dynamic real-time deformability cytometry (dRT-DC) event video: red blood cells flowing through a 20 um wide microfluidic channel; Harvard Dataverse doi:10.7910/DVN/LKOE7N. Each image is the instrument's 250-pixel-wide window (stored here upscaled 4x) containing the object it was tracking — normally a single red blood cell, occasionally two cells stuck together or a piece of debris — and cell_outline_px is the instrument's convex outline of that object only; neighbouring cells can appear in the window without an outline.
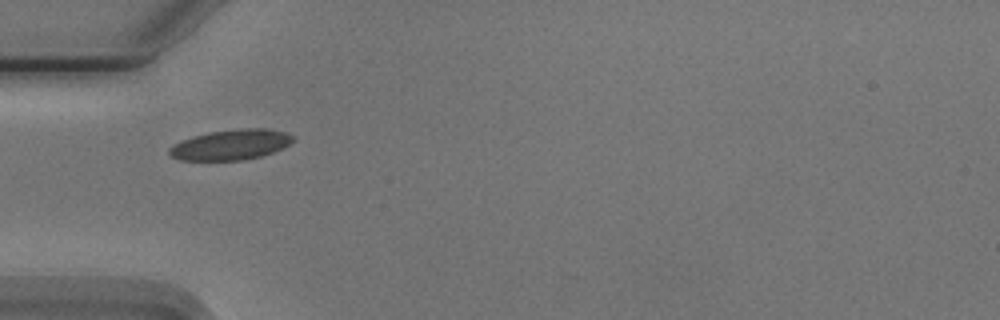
{"species": "Egyptian fruit bat (a non-hibernating species)", "species_latin": "Rousettus aegyptiacus", "temperature_condition": "cold", "stored_images_in_passage": 7, "camera_frame_rate_fps": 3000, "um_per_image_px": 0.085, "animal": {"sex": "male"}, "frame": {"image": 1, "passage_image": 1, "time_ms": 0.0, "image_size_px": [1000, 320], "cell_outline_px": [[292, 140], [288, 144], [272, 152], [260, 156], [244, 160], [180, 160], [172, 156], [168, 152], [168, 148], [172, 144], [192, 136], [208, 132], [240, 128], [264, 128], [284, 132], [292, 136]], "centroid_in_image_um": [19.55, 12.29], "position_along_channel_um": 65.5, "area_um2": 21.68}}